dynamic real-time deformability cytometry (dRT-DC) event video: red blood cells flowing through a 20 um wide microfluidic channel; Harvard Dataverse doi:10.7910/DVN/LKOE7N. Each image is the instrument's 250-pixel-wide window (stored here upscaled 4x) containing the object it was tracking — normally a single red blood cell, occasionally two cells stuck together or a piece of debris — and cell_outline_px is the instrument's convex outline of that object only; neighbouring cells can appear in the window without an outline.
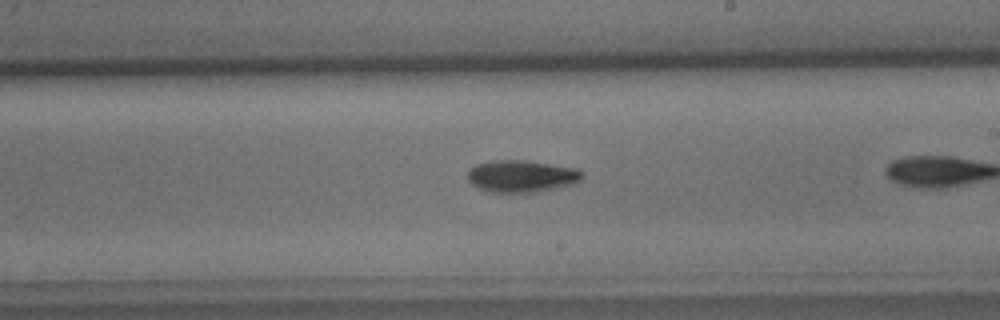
{"species": "common noctule bat (a hibernating species)", "species_latin": "Nyctalus noctula", "temperature_condition": "cold", "stored_images_in_passage": 25, "camera_frame_rate_fps": 3000, "um_per_image_px": 0.085, "animal": {"sex": "male", "body_mass_g": 15.6}, "frame": {"image": 1, "passage_image": 15, "time_ms": 4.667, "image_size_px": [1000, 320], "cell_outline_px": [[584, 176], [576, 184], [536, 192], [488, 192], [472, 184], [468, 180], [468, 172], [476, 164], [492, 160], [524, 160], [576, 168], [584, 172]], "centroid_in_image_um": [44.37, 14.97], "position_along_channel_um": 244.6, "area_um2": 21.44}}
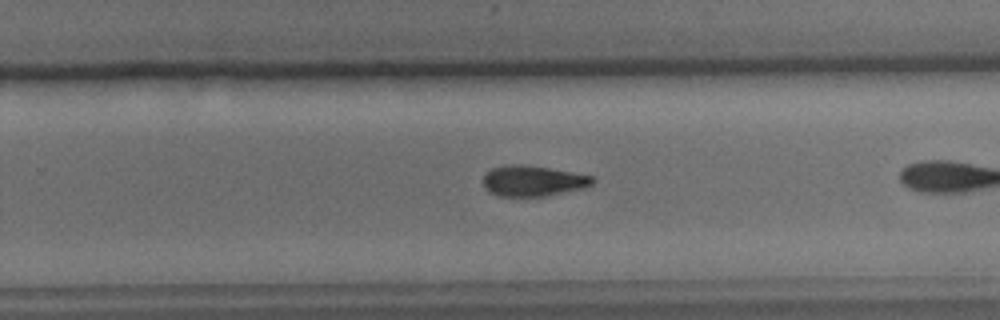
{"frame": {"image": 2, "passage_image": 18, "time_ms": 5.667, "image_size_px": [1000, 320], "cell_outline_px": [[596, 180], [592, 184], [580, 188], [544, 196], [500, 196], [488, 192], [484, 188], [484, 176], [492, 168], [512, 164], [520, 164], [548, 168], [592, 176]], "centroid_in_image_um": [45.26, 15.38], "position_along_channel_um": 284.5, "area_um2": 19.13}}